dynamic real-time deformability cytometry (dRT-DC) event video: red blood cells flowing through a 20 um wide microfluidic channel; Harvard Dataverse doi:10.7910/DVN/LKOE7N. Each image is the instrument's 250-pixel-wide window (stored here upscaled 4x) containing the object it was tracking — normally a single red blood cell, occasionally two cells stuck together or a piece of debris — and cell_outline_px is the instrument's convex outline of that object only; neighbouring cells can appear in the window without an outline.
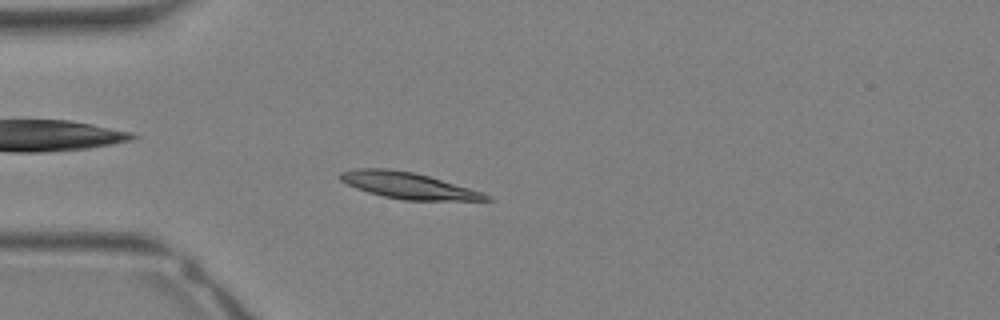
{"species": "Egyptian fruit bat (a non-hibernating species)", "species_latin": "Rousettus aegyptiacus", "temperature_condition": "warm", "stored_images_in_passage": 31, "camera_frame_rate_fps": 3000, "um_per_image_px": 0.085, "animal": {"sex": "female"}, "frame": {"image": 1, "passage_image": 7, "time_ms": 2.0, "image_size_px": [1000, 320], "cell_outline_px": [[492, 200], [404, 200], [384, 196], [368, 192], [356, 188], [340, 180], [340, 172], [356, 168], [388, 168], [412, 172], [428, 176], [484, 192], [492, 196]], "centroid_in_image_um": [34.71, 15.76], "position_along_channel_um": 50.3, "area_um2": 22.2}}
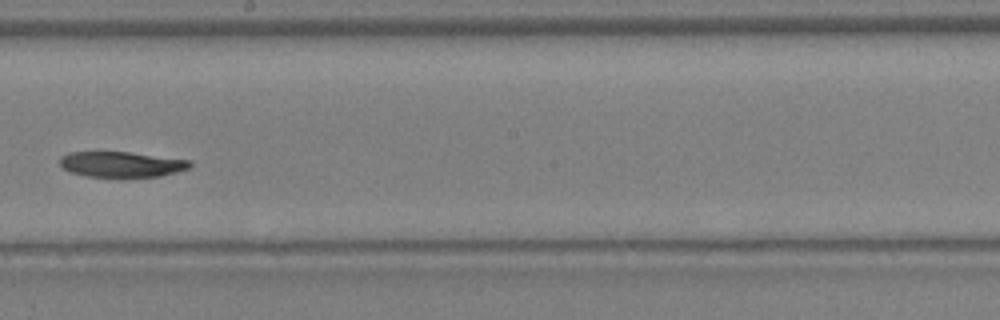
{"frame": {"image": 2, "passage_image": 17, "time_ms": 5.333, "image_size_px": [1000, 320], "cell_outline_px": [[192, 164], [188, 168], [176, 172], [160, 176], [84, 176], [68, 172], [60, 164], [60, 156], [68, 152], [128, 152], [192, 160]], "centroid_in_image_um": [10.3, 13.96], "position_along_channel_um": 237.9, "area_um2": 19.19}}
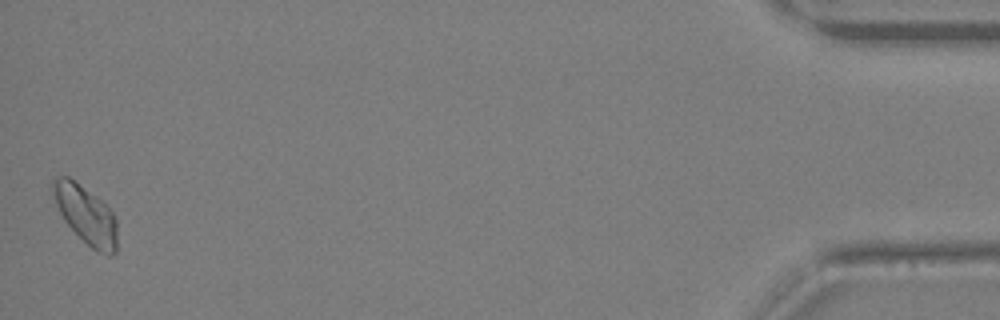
{"frame": {"image": 3, "passage_image": 31, "time_ms": 10.0, "image_size_px": [1000, 320], "cell_outline_px": [[116, 252], [112, 256], [108, 256], [96, 252], [64, 220], [56, 204], [52, 192], [52, 176], [68, 176], [96, 196], [112, 212], [116, 220]], "centroid_in_image_um": [7.29, 18.25], "position_along_channel_um": 427.9, "area_um2": 21.5}}